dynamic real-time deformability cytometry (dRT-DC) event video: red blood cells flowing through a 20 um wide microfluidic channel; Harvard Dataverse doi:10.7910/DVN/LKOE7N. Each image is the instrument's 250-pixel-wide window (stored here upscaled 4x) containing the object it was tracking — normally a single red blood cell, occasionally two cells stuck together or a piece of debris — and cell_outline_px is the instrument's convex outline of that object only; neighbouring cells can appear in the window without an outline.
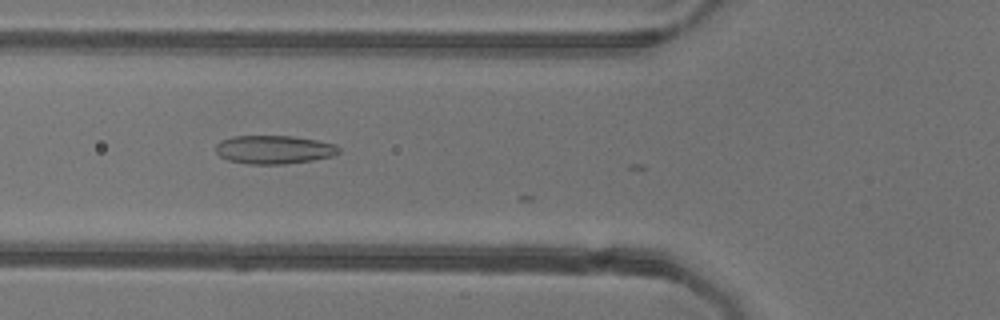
{"species": "common noctule bat (a hibernating species)", "species_latin": "Nyctalus noctula", "temperature_condition": "warm", "stored_images_in_passage": 4, "camera_frame_rate_fps": 3000, "um_per_image_px": 0.085, "animal": {"sex": "female"}, "frame": {"image": 1, "passage_image": 3, "time_ms": 0.667, "image_size_px": [1000, 320], "cell_outline_px": [[340, 152], [332, 156], [312, 160], [284, 164], [248, 164], [228, 160], [220, 156], [216, 152], [216, 144], [220, 140], [232, 136], [292, 136], [316, 140], [336, 144], [340, 148]], "centroid_in_image_um": [23.28, 12.71], "position_along_channel_um": 102.5, "area_um2": 20.46}}